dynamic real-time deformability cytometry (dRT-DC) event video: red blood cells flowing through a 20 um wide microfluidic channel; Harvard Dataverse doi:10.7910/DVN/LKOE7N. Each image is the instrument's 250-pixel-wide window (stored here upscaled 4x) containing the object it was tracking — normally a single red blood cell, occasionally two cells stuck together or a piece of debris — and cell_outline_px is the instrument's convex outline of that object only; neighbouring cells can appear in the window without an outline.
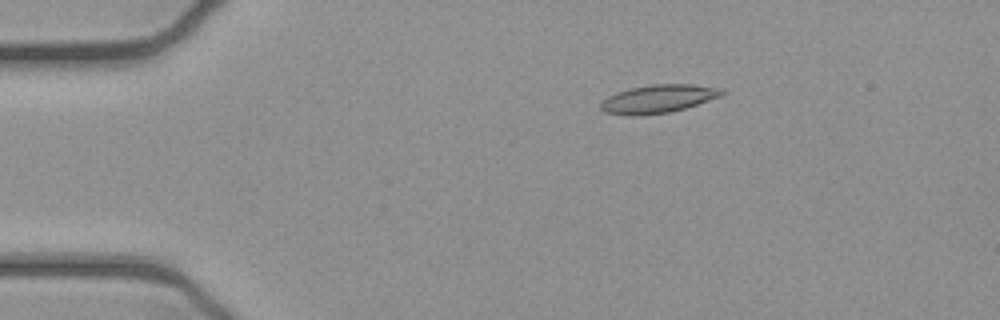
{"species": "common noctule bat (a hibernating species)", "species_latin": "Nyctalus noctula", "temperature_condition": "cold", "stored_images_in_passage": 53, "camera_frame_rate_fps": 3000, "um_per_image_px": 0.085, "animal": {"sex": "female", "body_mass_g": 21.9}, "frame": {"image": 1, "passage_image": 10, "time_ms": 3.0, "image_size_px": [1000, 320], "cell_outline_px": [[728, 92], [724, 96], [684, 108], [668, 112], [636, 116], [604, 112], [600, 108], [600, 104], [608, 96], [616, 92], [628, 88], [652, 84], [692, 84], [724, 88]], "centroid_in_image_um": [56.01, 8.38], "position_along_channel_um": 29.0, "area_um2": 20.11}}
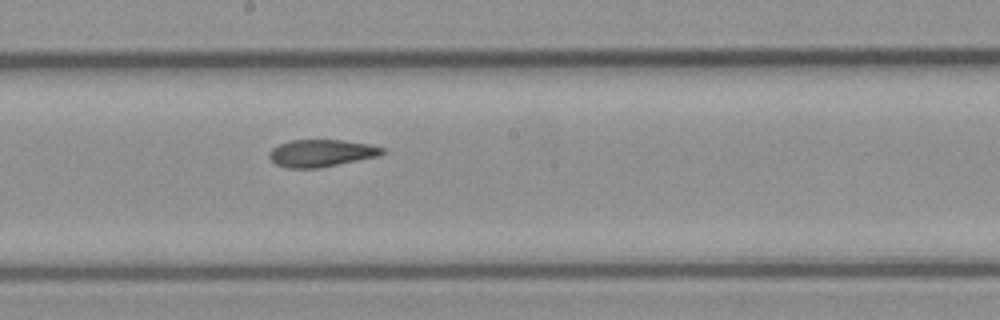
{"frame": {"image": 2, "passage_image": 29, "time_ms": 9.333, "image_size_px": [1000, 320], "cell_outline_px": [[384, 152], [376, 156], [316, 168], [288, 168], [276, 164], [268, 156], [268, 152], [272, 148], [280, 144], [292, 140], [344, 140], [368, 144], [384, 148]], "centroid_in_image_um": [27.25, 13.0], "position_along_channel_um": 220.9, "area_um2": 17.57}}
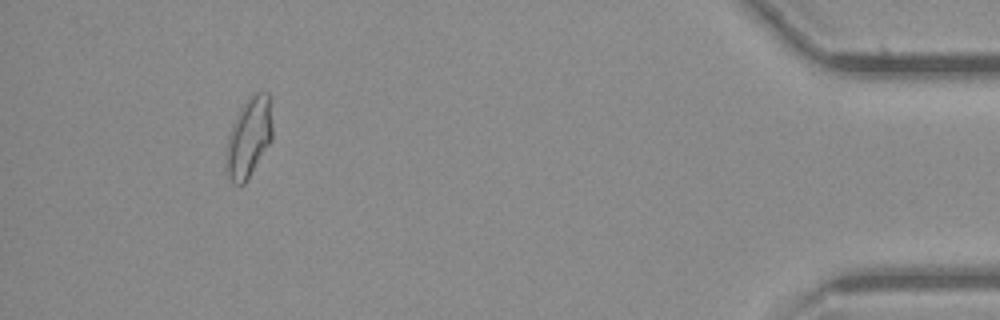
{"frame": {"image": 3, "passage_image": 49, "time_ms": 16.0, "image_size_px": [1000, 320], "cell_outline_px": [[272, 140], [244, 184], [232, 184], [228, 180], [224, 172], [224, 156], [228, 136], [232, 124], [240, 108], [248, 96], [252, 92], [268, 92], [272, 124]], "centroid_in_image_um": [21.1, 11.71], "position_along_channel_um": 414.1, "area_um2": 22.02}, "authors_computed_cell_mechanics": {"area_um2": 19.1896, "velocity_mm_per_s": 3.9128, "shape_relaxation_time_tau1_ms": null, "shape_relaxation_time_tau2_ms": 3.6465, "deformation_change_tau1": null, "deformation_change_tau2": 0.1072}}